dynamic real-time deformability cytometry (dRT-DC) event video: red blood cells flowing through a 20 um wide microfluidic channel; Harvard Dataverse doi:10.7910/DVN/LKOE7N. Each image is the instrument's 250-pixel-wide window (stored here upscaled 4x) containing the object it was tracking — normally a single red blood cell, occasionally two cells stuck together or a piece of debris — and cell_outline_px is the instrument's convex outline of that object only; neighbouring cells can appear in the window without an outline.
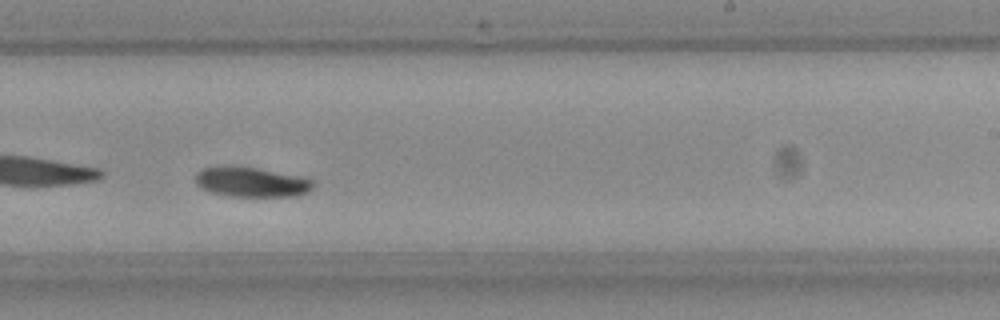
{"species": "Egyptian fruit bat (a non-hibernating species)", "species_latin": "Rousettus aegyptiacus", "temperature_condition": "room temperature", "stored_images_in_passage": 47, "camera_frame_rate_fps": 3000, "um_per_image_px": 0.085, "frame": {"image": 1, "passage_image": 27, "time_ms": 8.667, "image_size_px": [1000, 320], "cell_outline_px": [[316, 184], [308, 192], [300, 196], [228, 196], [212, 192], [196, 184], [196, 172], [204, 168], [252, 168], [300, 176], [312, 180]], "centroid_in_image_um": [21.45, 15.51], "position_along_channel_um": 267.6, "area_um2": 19.77}}
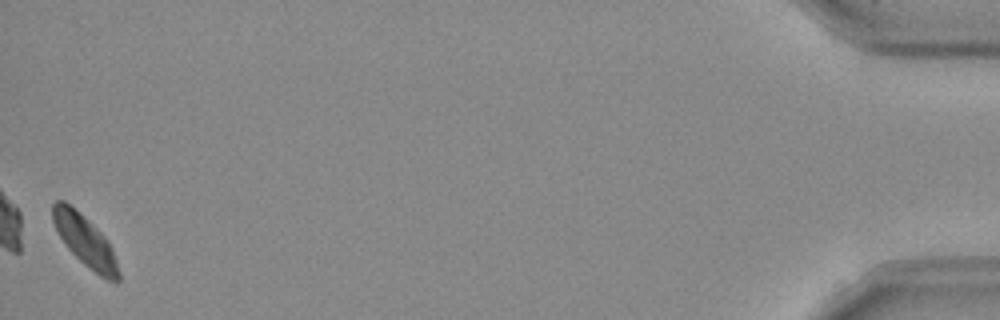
{"frame": {"image": 2, "passage_image": 47, "time_ms": 15.333, "image_size_px": [1000, 320], "cell_outline_px": [[120, 280], [116, 284], [100, 276], [84, 264], [68, 248], [60, 236], [52, 220], [52, 204], [56, 200], [64, 200], [88, 220], [104, 236], [112, 248], [120, 272]], "centroid_in_image_um": [7.25, 20.49], "position_along_channel_um": 428.0, "area_um2": 19.31}, "authors_computed_cell_mechanics": {"area_um2": 20.6924, "velocity_mm_per_s": 3.8614, "shape_relaxation_time_tau1_ms": 3.6628, "shape_relaxation_time_tau2_ms": null, "deformation_change_tau1": 0.0981, "deformation_change_tau2": null}}